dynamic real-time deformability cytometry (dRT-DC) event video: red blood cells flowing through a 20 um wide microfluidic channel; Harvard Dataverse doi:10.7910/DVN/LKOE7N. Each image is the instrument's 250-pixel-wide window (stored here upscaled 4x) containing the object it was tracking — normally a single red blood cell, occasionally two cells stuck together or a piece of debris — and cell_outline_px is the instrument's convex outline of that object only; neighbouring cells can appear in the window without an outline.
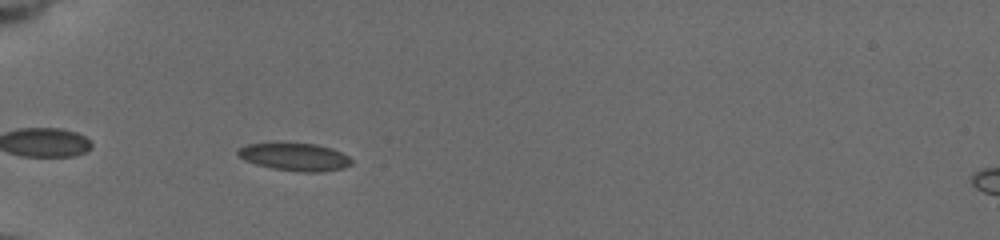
{"species": "common noctule bat (a hibernating species)", "species_latin": "Nyctalus noctula", "temperature_condition": "cold", "stored_images_in_passage": 7, "camera_frame_rate_fps": 3000, "um_per_image_px": 0.085, "animal": {"sex": "female", "body_mass_g": 19.5, "forearm_length_mm": 54.1}, "frame": {"image": 1, "passage_image": 3, "time_ms": 1.0, "image_size_px": [1000, 240], "cell_outline_px": [[352, 164], [340, 168], [324, 172], [300, 172], [272, 168], [256, 164], [244, 160], [236, 156], [236, 148], [248, 144], [316, 144], [332, 148], [348, 156], [352, 160]], "centroid_in_image_um": [25.02, 13.35], "position_along_channel_um": 60.0, "area_um2": 18.21}}
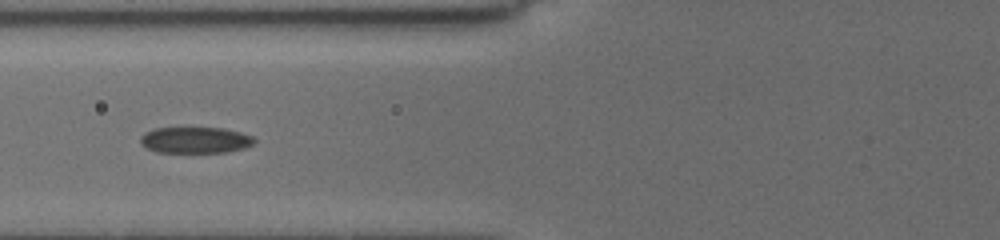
{"frame": {"image": 2, "passage_image": 6, "time_ms": 2.667, "image_size_px": [1000, 240], "cell_outline_px": [[256, 140], [252, 144], [244, 148], [228, 152], [156, 152], [140, 144], [140, 136], [144, 132], [156, 128], [180, 124], [224, 128], [240, 132], [252, 136]], "centroid_in_image_um": [16.55, 11.84], "position_along_channel_um": 109.3, "area_um2": 18.38}}